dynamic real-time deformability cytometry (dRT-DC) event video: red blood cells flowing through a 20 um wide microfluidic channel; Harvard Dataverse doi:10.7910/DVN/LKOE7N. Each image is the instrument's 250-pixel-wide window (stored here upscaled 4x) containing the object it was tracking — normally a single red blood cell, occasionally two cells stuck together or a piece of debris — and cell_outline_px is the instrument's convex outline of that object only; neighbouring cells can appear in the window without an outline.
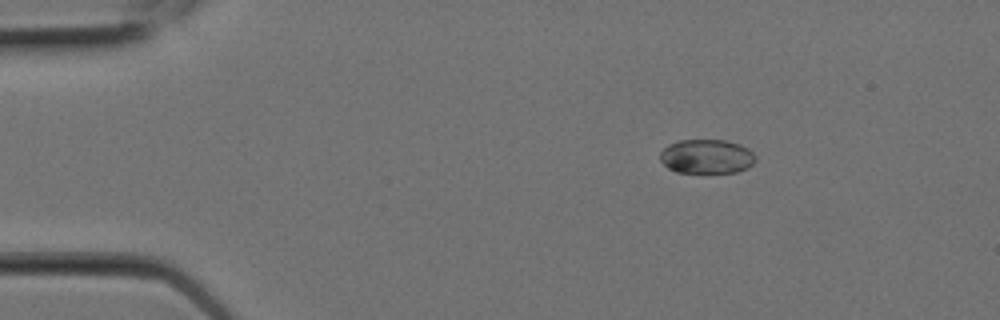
{"species": "Egyptian fruit bat (a non-hibernating species)", "species_latin": "Rousettus aegyptiacus", "temperature_condition": "room temperature", "stored_images_in_passage": 6, "camera_frame_rate_fps": 3000, "um_per_image_px": 0.085, "animal": {"sex": "female"}, "frame": {"image": 1, "passage_image": 1, "time_ms": 0.0, "image_size_px": [1000, 320], "cell_outline_px": [[756, 160], [748, 168], [736, 172], [676, 172], [668, 168], [660, 160], [660, 152], [668, 144], [680, 140], [728, 140], [740, 144], [748, 148], [756, 156]], "centroid_in_image_um": [60.08, 13.29], "position_along_channel_um": 24.9, "area_um2": 19.13}}
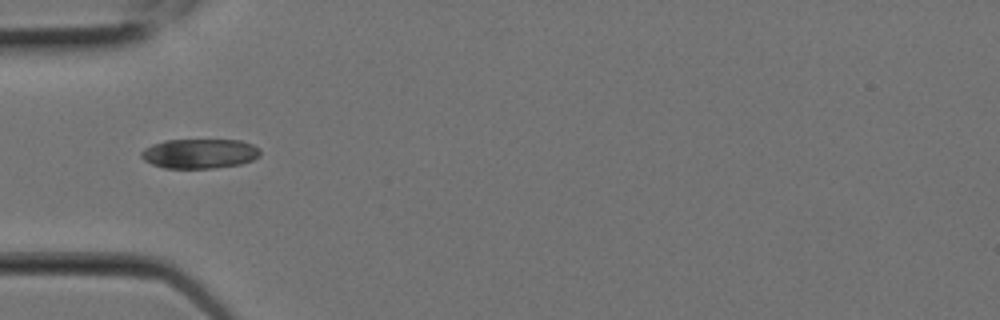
{"frame": {"image": 2, "passage_image": 4, "time_ms": 1.0, "image_size_px": [1000, 320], "cell_outline_px": [[260, 156], [252, 160], [240, 164], [212, 168], [164, 168], [152, 164], [144, 160], [140, 156], [140, 152], [144, 148], [152, 144], [164, 140], [240, 140], [252, 144], [260, 148]], "centroid_in_image_um": [16.95, 13.05], "position_along_channel_um": 68.0, "area_um2": 20.63}}
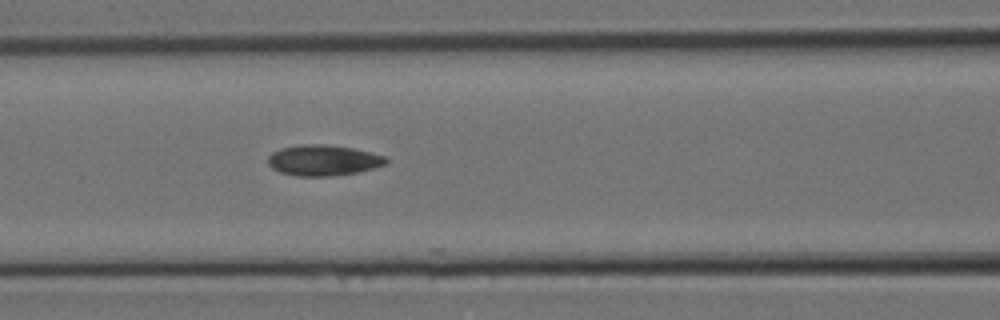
{"frame": {"image": 3, "passage_image": 6, "time_ms": 1.667, "image_size_px": [1000, 320], "cell_outline_px": [[388, 164], [356, 172], [332, 176], [296, 176], [280, 172], [272, 168], [268, 164], [268, 156], [272, 152], [280, 148], [300, 144], [324, 144], [352, 148], [384, 156], [388, 160]], "centroid_in_image_um": [27.44, 13.62], "position_along_channel_um": 139.2, "area_um2": 21.1}}